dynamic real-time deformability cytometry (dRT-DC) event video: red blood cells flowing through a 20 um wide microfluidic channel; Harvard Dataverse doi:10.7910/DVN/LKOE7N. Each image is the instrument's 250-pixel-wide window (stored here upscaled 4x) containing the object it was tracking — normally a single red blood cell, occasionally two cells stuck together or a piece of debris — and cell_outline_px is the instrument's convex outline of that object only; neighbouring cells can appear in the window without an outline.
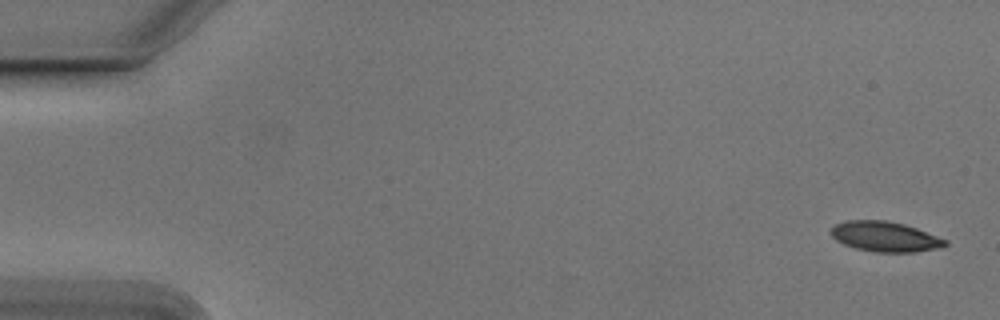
{"species": "Egyptian fruit bat (a non-hibernating species)", "species_latin": "Rousettus aegyptiacus", "temperature_condition": "cold", "stored_images_in_passage": 54, "segment_of_instrument_passage": [1, 2], "camera_frame_rate_fps": 3000, "um_per_image_px": 0.085, "animal": {"sex": "male"}, "frame": {"image": 1, "passage_image": 1, "time_ms": 0.0, "image_size_px": [1000, 320], "cell_outline_px": [[948, 244], [944, 248], [916, 252], [876, 252], [856, 248], [844, 244], [836, 240], [832, 236], [832, 228], [836, 224], [848, 220], [884, 220], [904, 224], [916, 228], [948, 240]], "centroid_in_image_um": [75.29, 20.12], "position_along_channel_um": 9.7, "area_um2": 20.06}}
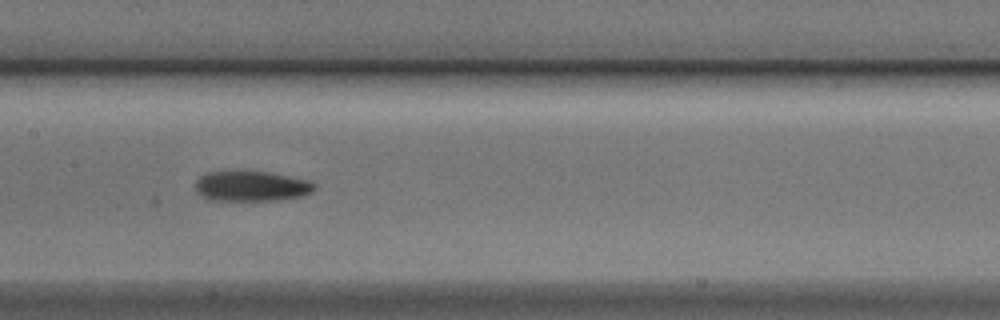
{"frame": {"image": 2, "passage_image": 26, "time_ms": 8.333, "image_size_px": [1000, 320], "cell_outline_px": [[316, 188], [312, 192], [304, 196], [280, 200], [208, 200], [200, 196], [196, 192], [196, 180], [200, 176], [208, 172], [268, 172], [312, 180], [316, 184]], "centroid_in_image_um": [21.42, 15.84], "position_along_channel_um": 186.0, "area_um2": 21.15}}
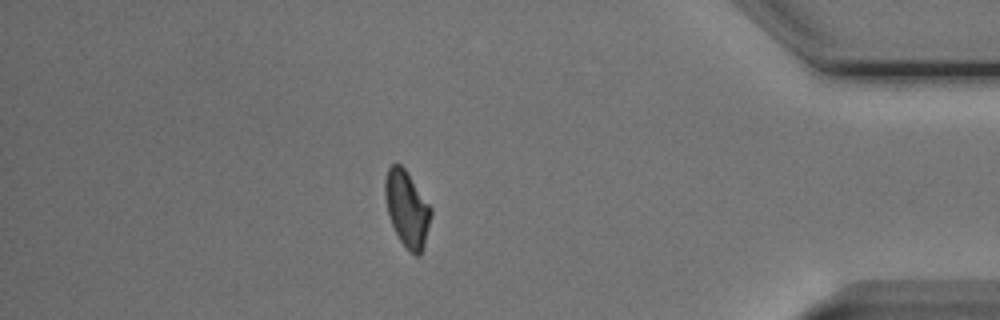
{"frame": {"image": 3, "passage_image": 46, "time_ms": 15.0, "image_size_px": [1000, 320], "cell_outline_px": [[432, 212], [424, 244], [420, 256], [416, 256], [400, 240], [392, 224], [388, 212], [384, 196], [384, 180], [388, 168], [392, 164], [400, 164], [404, 168], [432, 208]], "centroid_in_image_um": [34.58, 17.72], "position_along_channel_um": 400.6, "area_um2": 19.94}}